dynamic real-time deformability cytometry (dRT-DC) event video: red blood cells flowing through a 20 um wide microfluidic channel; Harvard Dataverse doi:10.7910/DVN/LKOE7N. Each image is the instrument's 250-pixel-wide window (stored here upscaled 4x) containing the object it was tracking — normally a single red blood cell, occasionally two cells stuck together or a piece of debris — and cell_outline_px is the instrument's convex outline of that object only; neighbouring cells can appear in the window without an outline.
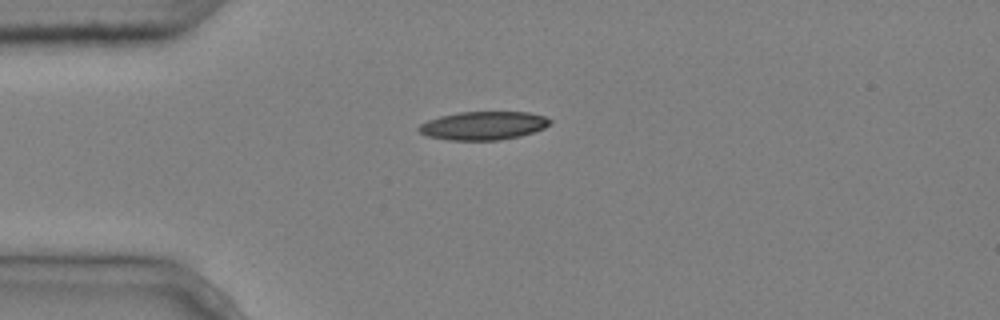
{"species": "common noctule bat (a hibernating species)", "species_latin": "Nyctalus noctula", "temperature_condition": "cold", "stored_images_in_passage": 3, "camera_frame_rate_fps": 3000, "um_per_image_px": 0.085, "animal": {"sex": "male", "body_mass_g": 20.4}, "frame": {"image": 1, "passage_image": 1, "time_ms": 0.0, "image_size_px": [1000, 320], "cell_outline_px": [[552, 120], [544, 128], [520, 136], [500, 140], [448, 140], [424, 136], [416, 128], [420, 124], [428, 120], [440, 116], [460, 112], [528, 112], [544, 116]], "centroid_in_image_um": [41.04, 10.68], "position_along_channel_um": 44.0, "area_um2": 21.73}}
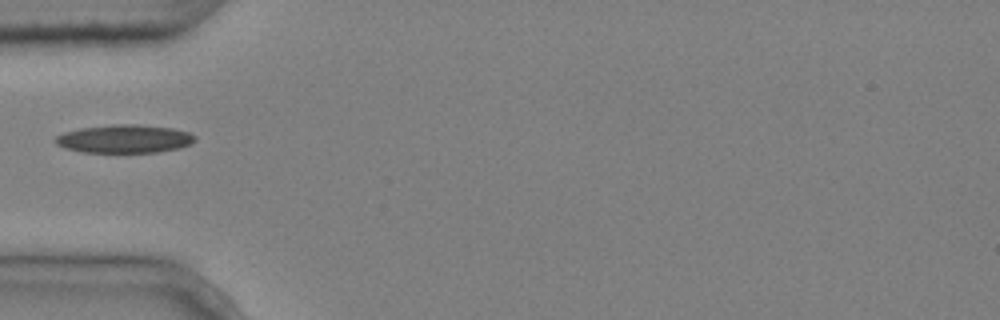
{"frame": {"image": 2, "passage_image": 2, "time_ms": 0.333, "image_size_px": [1000, 320], "cell_outline_px": [[196, 140], [192, 144], [180, 148], [156, 152], [80, 152], [64, 148], [56, 144], [52, 140], [56, 136], [64, 132], [80, 128], [112, 124], [136, 124], [172, 128], [188, 132], [196, 136]], "centroid_in_image_um": [10.56, 11.8], "position_along_channel_um": 74.4, "area_um2": 23.18}}